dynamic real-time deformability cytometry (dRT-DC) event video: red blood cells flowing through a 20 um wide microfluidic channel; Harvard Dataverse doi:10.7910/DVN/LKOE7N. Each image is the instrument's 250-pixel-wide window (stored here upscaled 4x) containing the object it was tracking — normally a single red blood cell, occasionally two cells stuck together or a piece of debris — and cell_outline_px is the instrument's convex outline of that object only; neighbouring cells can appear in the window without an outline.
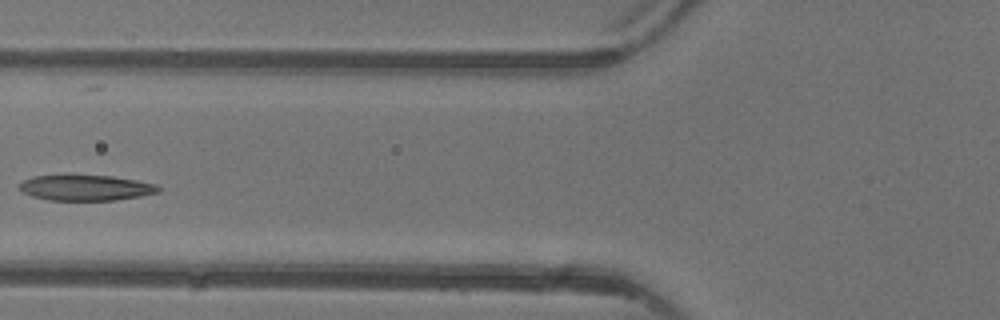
{"species": "common noctule bat (a hibernating species)", "species_latin": "Nyctalus noctula", "temperature_condition": "warm", "stored_images_in_passage": 3, "camera_frame_rate_fps": 3000, "um_per_image_px": 0.085, "animal": {"sex": "female"}, "frame": {"image": 1, "passage_image": 3, "time_ms": 3.333, "image_size_px": [1000, 320], "cell_outline_px": [[160, 192], [140, 196], [116, 200], [48, 200], [32, 196], [24, 192], [20, 188], [20, 184], [24, 180], [36, 176], [112, 176], [136, 180], [156, 184], [160, 188]], "centroid_in_image_um": [7.34, 15.97], "position_along_channel_um": 118.5, "area_um2": 20.35}}